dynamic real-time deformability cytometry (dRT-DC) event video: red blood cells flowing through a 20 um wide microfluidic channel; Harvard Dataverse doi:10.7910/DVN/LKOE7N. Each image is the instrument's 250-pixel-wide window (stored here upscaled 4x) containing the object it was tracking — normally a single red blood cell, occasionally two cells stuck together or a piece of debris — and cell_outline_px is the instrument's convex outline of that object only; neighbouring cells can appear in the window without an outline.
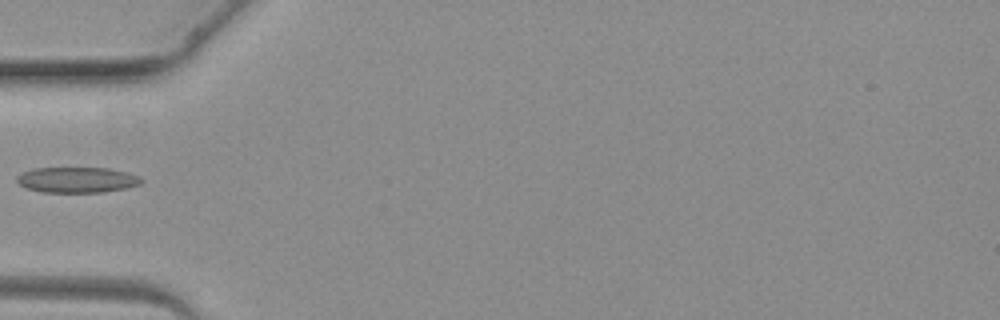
{"species": "common noctule bat (a hibernating species)", "species_latin": "Nyctalus noctula", "temperature_condition": "warm", "stored_images_in_passage": 1, "camera_frame_rate_fps": 3000, "um_per_image_px": 0.085, "animal": {"sex": "female", "body_mass_g": 19.3, "forearm_length_mm": 54.1}, "frame": {"image": 1, "passage_image": 1, "time_ms": 0.0, "image_size_px": [1000, 320], "cell_outline_px": [[144, 180], [140, 184], [128, 188], [104, 192], [44, 192], [28, 188], [20, 184], [16, 180], [16, 176], [20, 172], [32, 168], [108, 168], [128, 172], [140, 176]], "centroid_in_image_um": [6.57, 15.28], "position_along_channel_um": 78.4, "area_um2": 18.73}}